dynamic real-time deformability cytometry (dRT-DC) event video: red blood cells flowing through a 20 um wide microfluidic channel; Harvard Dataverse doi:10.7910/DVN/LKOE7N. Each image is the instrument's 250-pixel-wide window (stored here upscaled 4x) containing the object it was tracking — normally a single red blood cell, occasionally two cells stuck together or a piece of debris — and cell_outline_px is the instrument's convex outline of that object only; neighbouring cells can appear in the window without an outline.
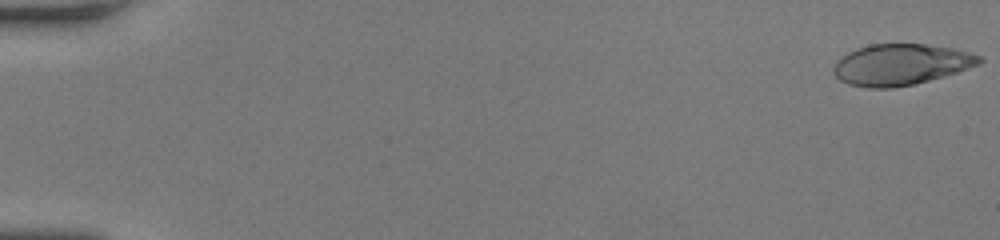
{"species": "human", "species_latin": "Homo sapiens", "temperature_condition": "room temperature", "stored_images_in_passage": 54, "camera_frame_rate_fps": 3000, "um_per_image_px": 0.085, "donor": {"sex": "female"}, "frame": {"image": 1, "passage_image": 1, "time_ms": 0.0, "image_size_px": [1000, 240], "cell_outline_px": [[984, 60], [980, 64], [944, 76], [912, 84], [892, 88], [868, 88], [848, 84], [840, 80], [832, 72], [832, 68], [836, 60], [848, 52], [856, 48], [868, 44], [924, 44], [952, 48], [972, 52], [980, 56]], "centroid_in_image_um": [76.54, 5.48], "position_along_channel_um": 8.5, "area_um2": 35.03}}
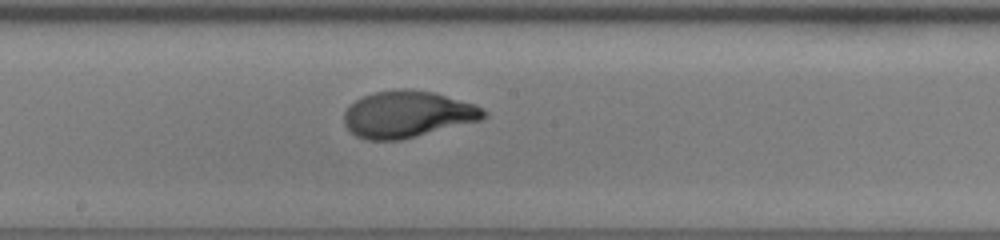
{"frame": {"image": 2, "passage_image": 31, "time_ms": 10.0, "image_size_px": [1000, 240], "cell_outline_px": [[488, 116], [480, 120], [400, 140], [368, 140], [356, 136], [344, 124], [344, 112], [356, 100], [364, 96], [376, 92], [400, 88], [408, 88], [436, 92], [476, 104], [488, 112]], "centroid_in_image_um": [34.67, 9.7], "position_along_channel_um": 213.5, "area_um2": 37.97}}
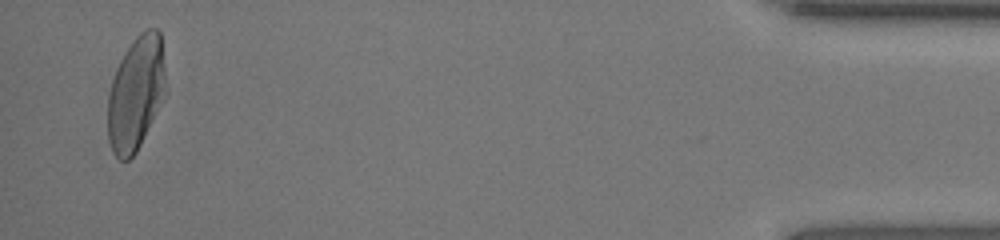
{"frame": {"image": 3, "passage_image": 53, "time_ms": 17.333, "image_size_px": [1000, 240], "cell_outline_px": [[164, 96], [136, 152], [128, 160], [120, 160], [112, 152], [108, 140], [108, 96], [112, 80], [116, 68], [124, 52], [132, 40], [140, 32], [148, 28], [156, 28], [160, 32], [164, 76]], "centroid_in_image_um": [11.51, 7.93], "position_along_channel_um": 423.7, "area_um2": 37.92}, "authors_computed_cell_mechanics": {"area_um2": 37.1654, "velocity_mm_per_s": 3.8921, "shape_relaxation_time_tau1_ms": 3.4509, "shape_relaxation_time_tau2_ms": null, "deformation_change_tau1": 0.2203, "deformation_change_tau2": null}}